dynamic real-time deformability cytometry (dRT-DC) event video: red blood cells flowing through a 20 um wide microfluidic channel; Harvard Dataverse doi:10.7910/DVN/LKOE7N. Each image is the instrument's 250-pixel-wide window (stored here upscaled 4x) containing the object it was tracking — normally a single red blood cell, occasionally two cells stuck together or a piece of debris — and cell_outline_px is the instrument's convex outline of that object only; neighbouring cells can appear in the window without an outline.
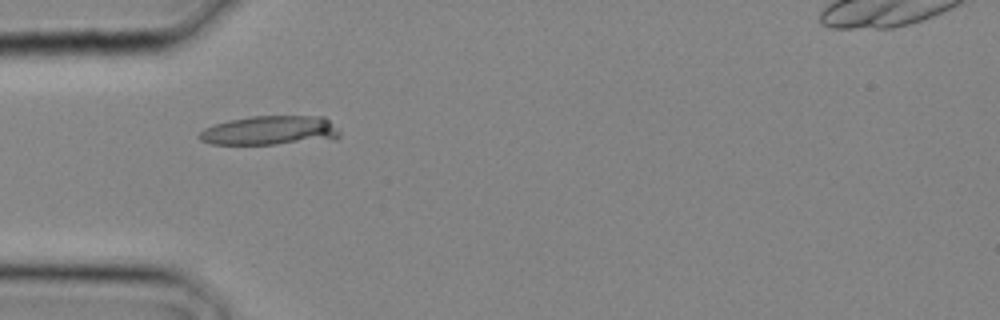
{"species": "common noctule bat (a hibernating species)", "species_latin": "Nyctalus noctula", "temperature_condition": "cold", "stored_images_in_passage": 26, "camera_frame_rate_fps": 3000, "um_per_image_px": 0.085, "animal": {"sex": "male", "body_mass_g": 20.4}, "frame": {"image": 1, "passage_image": 9, "time_ms": 2.667, "image_size_px": [1000, 320], "cell_outline_px": [[340, 136], [336, 140], [276, 144], [212, 144], [200, 140], [196, 136], [204, 128], [216, 124], [232, 120], [252, 116], [324, 116], [340, 128]], "centroid_in_image_um": [23.05, 11.1], "position_along_channel_um": 62.0, "area_um2": 24.28}}
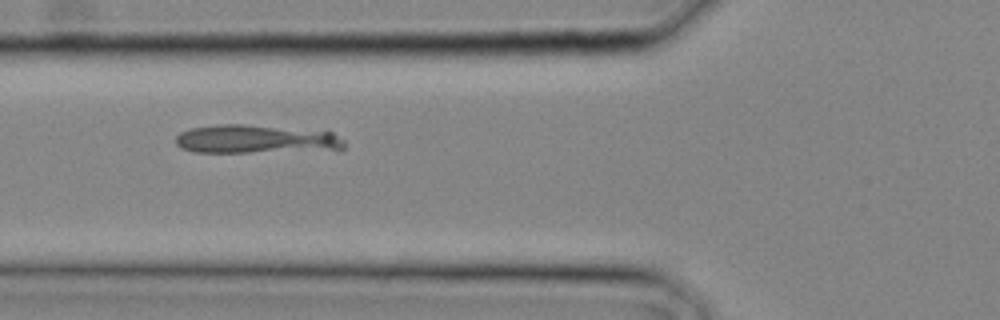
{"frame": {"image": 2, "passage_image": 11, "time_ms": 3.333, "image_size_px": [1000, 320], "cell_outline_px": [[344, 148], [340, 152], [192, 152], [180, 148], [176, 144], [176, 136], [180, 132], [192, 128], [220, 124], [244, 124], [332, 132], [344, 140]], "centroid_in_image_um": [21.86, 11.86], "position_along_channel_um": 103.9, "area_um2": 28.78}}
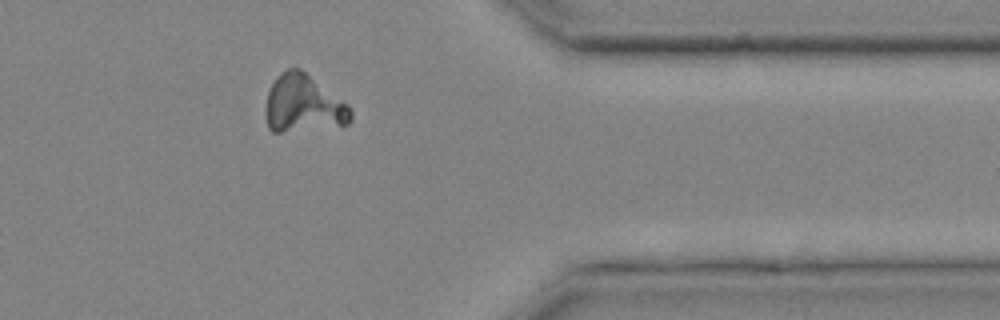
{"frame": {"image": 3, "passage_image": 24, "time_ms": 7.667, "image_size_px": [1000, 320], "cell_outline_px": [[352, 120], [348, 124], [280, 132], [272, 132], [268, 128], [268, 92], [276, 76], [280, 72], [288, 68], [300, 68], [348, 104], [352, 112]], "centroid_in_image_um": [25.81, 8.81], "position_along_channel_um": 385.6, "area_um2": 27.92}}